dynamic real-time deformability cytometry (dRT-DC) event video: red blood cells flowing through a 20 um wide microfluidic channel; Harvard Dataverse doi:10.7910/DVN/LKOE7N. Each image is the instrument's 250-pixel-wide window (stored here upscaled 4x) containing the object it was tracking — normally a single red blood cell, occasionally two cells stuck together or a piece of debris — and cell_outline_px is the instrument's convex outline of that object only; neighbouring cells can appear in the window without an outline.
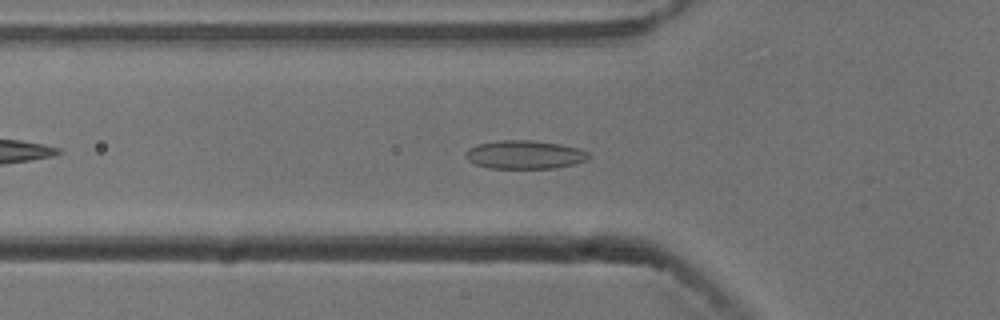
{"species": "common noctule bat (a hibernating species)", "species_latin": "Nyctalus noctula", "temperature_condition": "cold", "stored_images_in_passage": 45, "camera_frame_rate_fps": 3000, "um_per_image_px": 0.085, "animal": {"sex": "male", "body_mass_g": 13.3}, "frame": {"image": 1, "passage_image": 9, "time_ms": 2.667, "image_size_px": [1000, 320], "cell_outline_px": [[592, 156], [588, 160], [576, 164], [556, 168], [488, 168], [476, 164], [468, 160], [464, 156], [464, 152], [468, 148], [476, 144], [500, 140], [528, 140], [560, 144], [580, 148], [588, 152]], "centroid_in_image_um": [44.61, 13.15], "position_along_channel_um": 81.2, "area_um2": 20.69}}
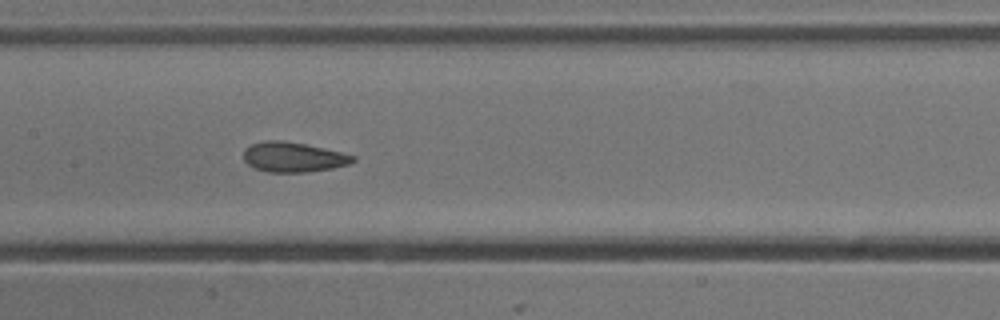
{"frame": {"image": 2, "passage_image": 17, "time_ms": 5.333, "image_size_px": [1000, 320], "cell_outline_px": [[356, 160], [348, 164], [332, 168], [304, 172], [268, 172], [256, 168], [248, 164], [244, 160], [244, 148], [252, 144], [264, 140], [284, 140], [324, 148], [356, 156]], "centroid_in_image_um": [24.91, 13.34], "position_along_channel_um": 182.5, "area_um2": 18.96}}
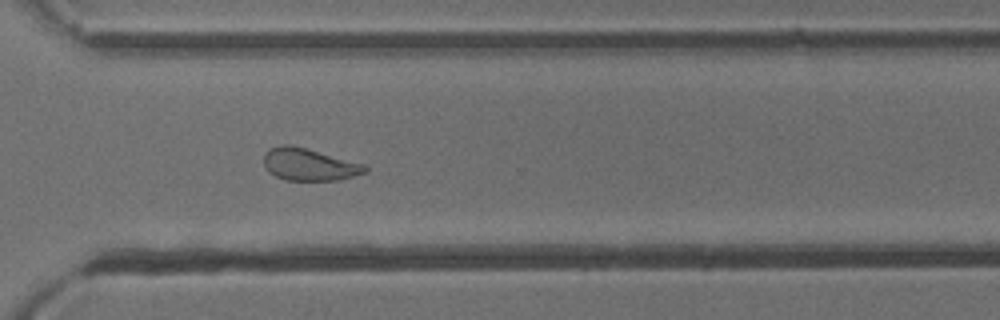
{"frame": {"image": 3, "passage_image": 30, "time_ms": 9.667, "image_size_px": [1000, 320], "cell_outline_px": [[368, 172], [340, 180], [284, 180], [268, 172], [264, 164], [264, 152], [268, 148], [280, 144], [288, 144], [368, 164]], "centroid_in_image_um": [26.3, 13.98], "position_along_channel_um": 344.3, "area_um2": 19.31}, "authors_computed_cell_mechanics": {"area_um2": 20.0566, "velocity_mm_per_s": 3.7479, "shape_relaxation_time_tau1_ms": 6.4389, "shape_relaxation_time_tau2_ms": 1.563, "deformation_change_tau1": 0.1325, "deformation_change_tau2": 0.0736}}